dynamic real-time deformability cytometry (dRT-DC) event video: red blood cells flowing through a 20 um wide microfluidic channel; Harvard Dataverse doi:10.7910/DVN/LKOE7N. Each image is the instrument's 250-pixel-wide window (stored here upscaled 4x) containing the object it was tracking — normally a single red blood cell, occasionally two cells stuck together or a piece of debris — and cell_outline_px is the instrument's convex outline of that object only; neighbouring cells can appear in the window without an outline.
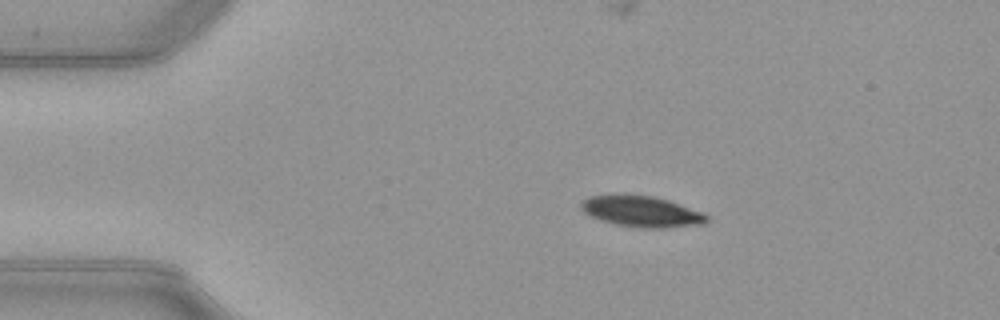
{"species": "common noctule bat (a hibernating species)", "species_latin": "Nyctalus noctula", "temperature_condition": "warm", "stored_images_in_passage": 44, "camera_frame_rate_fps": 3000, "um_per_image_px": 0.085, "animal": {"sex": "female", "body_mass_g": 21.9}, "frame": {"image": 1, "passage_image": 1, "time_ms": 0.0, "image_size_px": [1000, 320], "cell_outline_px": [[708, 220], [704, 224], [664, 228], [640, 228], [616, 224], [600, 220], [584, 212], [580, 208], [580, 204], [588, 196], [652, 196], [668, 200], [700, 212], [708, 216]], "centroid_in_image_um": [54.54, 18.0], "position_along_channel_um": 30.5, "area_um2": 22.08}}
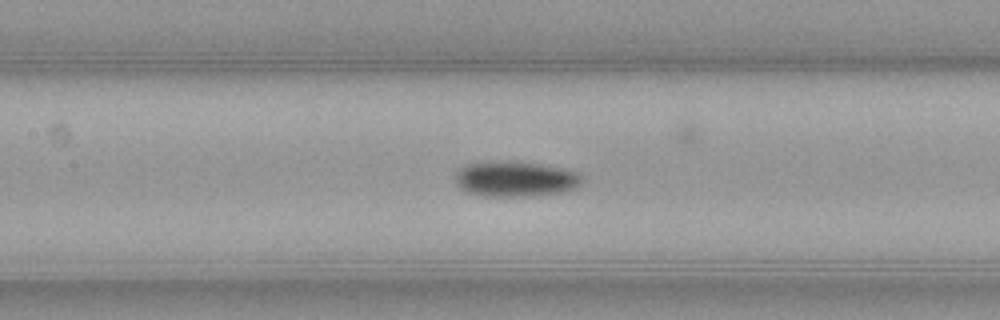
{"frame": {"image": 2, "passage_image": 15, "time_ms": 4.667, "image_size_px": [1000, 320], "cell_outline_px": [[584, 180], [576, 188], [564, 192], [536, 196], [484, 196], [468, 192], [460, 188], [456, 184], [456, 172], [464, 164], [500, 160], [516, 160], [564, 168], [580, 172], [584, 176]], "centroid_in_image_um": [43.86, 15.19], "position_along_channel_um": 163.5, "area_um2": 26.88}}
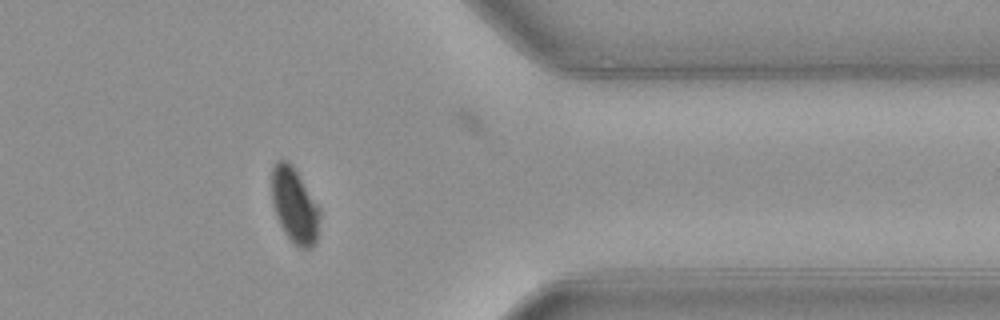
{"frame": {"image": 3, "passage_image": 33, "time_ms": 10.667, "image_size_px": [1000, 320], "cell_outline_px": [[320, 216], [316, 244], [312, 248], [300, 248], [284, 232], [276, 216], [272, 204], [272, 168], [276, 160], [288, 160], [292, 164], [320, 208]], "centroid_in_image_um": [25.04, 17.45], "position_along_channel_um": 386.4, "area_um2": 21.1}, "authors_computed_cell_mechanics": {"area_um2": 24.4205, "velocity_mm_per_s": 3.985, "shape_relaxation_time_tau1_ms": 3.0632, "shape_relaxation_time_tau2_ms": null, "deformation_change_tau1": 0.1223, "deformation_change_tau2": null}}